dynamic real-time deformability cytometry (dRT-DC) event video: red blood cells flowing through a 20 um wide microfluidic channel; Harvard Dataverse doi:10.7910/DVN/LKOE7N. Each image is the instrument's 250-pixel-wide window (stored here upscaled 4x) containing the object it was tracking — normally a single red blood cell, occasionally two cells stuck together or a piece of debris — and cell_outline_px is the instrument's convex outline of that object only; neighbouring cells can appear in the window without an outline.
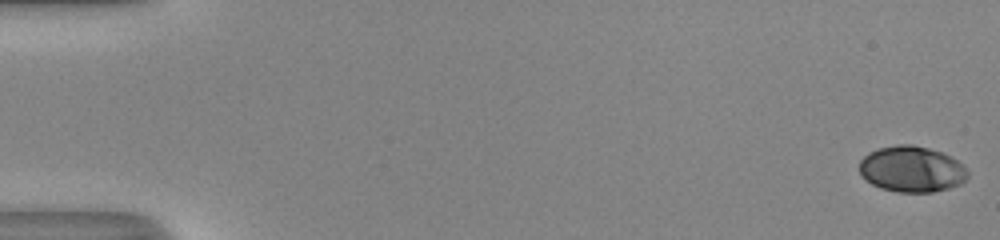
{"species": "human", "species_latin": "Homo sapiens", "temperature_condition": "room temperature", "stored_images_in_passage": 52, "camera_frame_rate_fps": 3000, "um_per_image_px": 0.085, "donor": {"sex": "male"}, "frame": {"image": 1, "passage_image": 1, "time_ms": 0.0, "image_size_px": [1000, 240], "cell_outline_px": [[968, 176], [960, 184], [948, 188], [932, 192], [896, 192], [880, 188], [872, 184], [860, 176], [860, 160], [868, 152], [876, 148], [896, 144], [912, 144], [928, 148], [940, 152], [964, 164], [968, 172]], "centroid_in_image_um": [77.46, 14.37], "position_along_channel_um": 7.5, "area_um2": 29.19}}
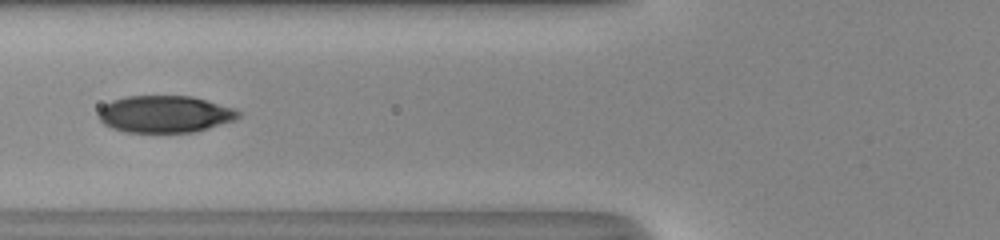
{"frame": {"image": 2, "passage_image": 22, "time_ms": 7.0, "image_size_px": [1000, 240], "cell_outline_px": [[240, 116], [236, 120], [208, 128], [192, 132], [124, 132], [112, 128], [104, 124], [96, 116], [100, 108], [104, 104], [112, 100], [124, 96], [192, 96], [236, 108], [240, 112]], "centroid_in_image_um": [14.0, 9.69], "position_along_channel_um": 111.8, "area_um2": 30.4}}
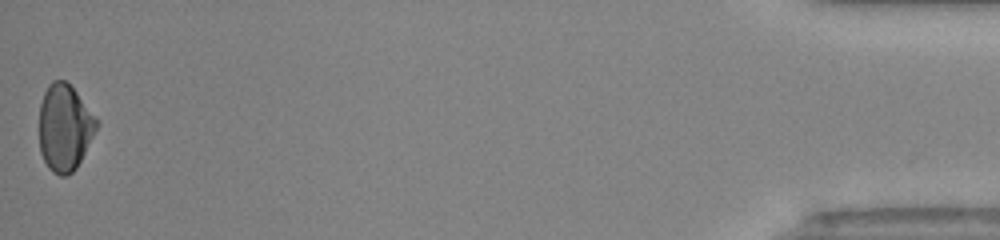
{"frame": {"image": 3, "passage_image": 52, "time_ms": 17.0, "image_size_px": [1000, 240], "cell_outline_px": [[100, 124], [76, 168], [68, 176], [60, 176], [52, 172], [48, 168], [40, 152], [40, 104], [44, 92], [48, 84], [52, 80], [64, 80], [76, 92], [100, 120]], "centroid_in_image_um": [5.51, 10.85], "position_along_channel_um": 429.7, "area_um2": 29.13}, "authors_computed_cell_mechanics": {"area_um2": 29.8248, "velocity_mm_per_s": 4.1322, "shape_relaxation_time_tau1_ms": 4.625, "shape_relaxation_time_tau2_ms": 1.7786, "deformation_change_tau1": 0.1605, "deformation_change_tau2": 0.0363}}